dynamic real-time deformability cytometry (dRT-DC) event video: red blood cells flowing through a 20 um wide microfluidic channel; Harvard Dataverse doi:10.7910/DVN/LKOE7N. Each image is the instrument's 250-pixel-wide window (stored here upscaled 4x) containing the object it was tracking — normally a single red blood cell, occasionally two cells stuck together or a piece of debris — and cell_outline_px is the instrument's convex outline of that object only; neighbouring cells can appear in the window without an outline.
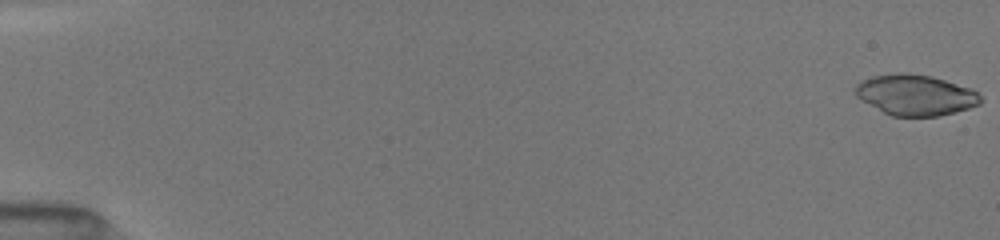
{"species": "common noctule bat (a hibernating species)", "species_latin": "Nyctalus noctula", "temperature_condition": "room temperature", "stored_images_in_passage": 51, "camera_frame_rate_fps": 3000, "um_per_image_px": 0.085, "animal": {"sex": "female", "body_mass_g": 19.5, "forearm_length_mm": 54.1}, "frame": {"image": 1, "passage_image": 1, "time_ms": 0.0, "image_size_px": [1000, 240], "cell_outline_px": [[984, 100], [980, 104], [968, 108], [940, 116], [892, 116], [884, 112], [856, 96], [856, 84], [860, 80], [872, 76], [900, 72], [904, 72], [932, 76], [968, 88], [976, 92]], "centroid_in_image_um": [77.81, 8.06], "position_along_channel_um": 7.2, "area_um2": 29.42}}
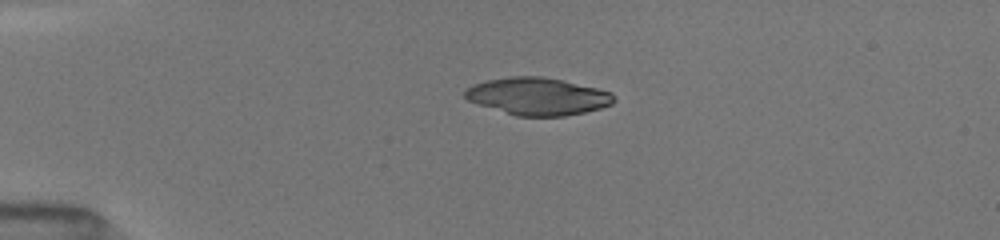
{"frame": {"image": 2, "passage_image": 13, "time_ms": 4.0, "image_size_px": [1000, 240], "cell_outline_px": [[616, 100], [612, 104], [600, 108], [584, 112], [564, 116], [516, 116], [468, 100], [464, 96], [464, 92], [472, 84], [488, 80], [508, 76], [540, 76], [564, 80], [612, 92], [616, 96]], "centroid_in_image_um": [45.74, 8.18], "position_along_channel_um": 39.3, "area_um2": 32.37}}